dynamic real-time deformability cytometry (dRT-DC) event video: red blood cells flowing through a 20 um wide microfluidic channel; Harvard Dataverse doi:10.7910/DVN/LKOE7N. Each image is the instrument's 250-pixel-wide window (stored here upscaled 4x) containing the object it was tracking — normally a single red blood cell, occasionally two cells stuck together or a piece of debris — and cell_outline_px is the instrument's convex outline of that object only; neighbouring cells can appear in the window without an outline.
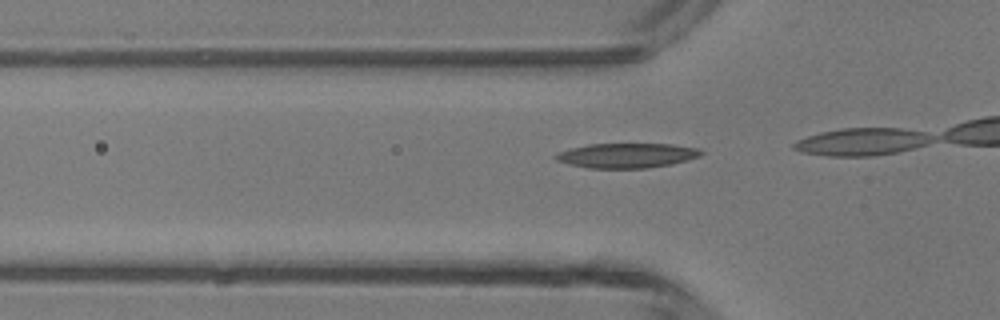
{"species": "common noctule bat (a hibernating species)", "species_latin": "Nyctalus noctula", "temperature_condition": "room temperature", "stored_images_in_passage": 11, "camera_frame_rate_fps": 3000, "um_per_image_px": 0.085, "animal": {"sex": "male", "body_mass_g": 13.3}, "frame": {"image": 1, "passage_image": 7, "time_ms": 2.0, "image_size_px": [1000, 320], "cell_outline_px": [[704, 152], [700, 156], [688, 160], [672, 164], [644, 168], [588, 168], [568, 164], [556, 160], [552, 156], [560, 152], [572, 148], [588, 144], [672, 144], [700, 148]], "centroid_in_image_um": [53.3, 13.21], "position_along_channel_um": 72.5, "area_um2": 20.98}}
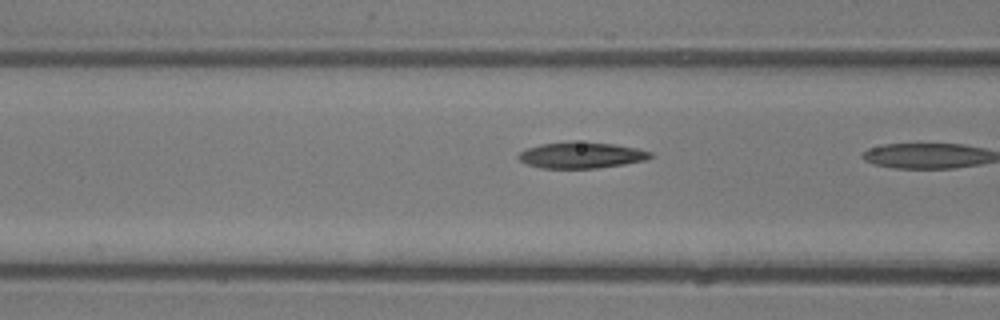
{"frame": {"image": 2, "passage_image": 10, "time_ms": 3.0, "image_size_px": [1000, 320], "cell_outline_px": [[652, 156], [644, 160], [624, 164], [596, 168], [540, 168], [528, 164], [520, 160], [516, 156], [520, 152], [528, 148], [540, 144], [572, 140], [616, 144], [636, 148], [652, 152]], "centroid_in_image_um": [49.39, 13.17], "position_along_channel_um": 117.2, "area_um2": 20.23}}